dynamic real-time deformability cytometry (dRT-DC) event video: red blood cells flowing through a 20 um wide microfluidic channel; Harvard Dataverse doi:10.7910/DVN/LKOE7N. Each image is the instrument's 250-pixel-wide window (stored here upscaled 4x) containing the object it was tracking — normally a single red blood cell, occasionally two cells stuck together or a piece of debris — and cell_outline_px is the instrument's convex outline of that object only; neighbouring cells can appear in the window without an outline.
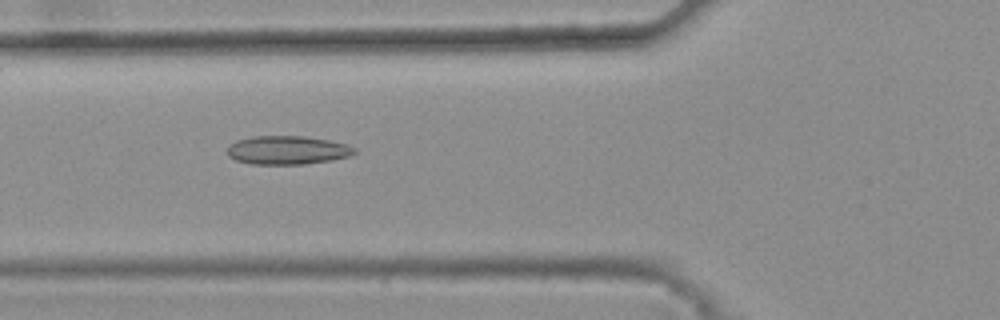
{"species": "common noctule bat (a hibernating species)", "species_latin": "Nyctalus noctula", "temperature_condition": "warm", "stored_images_in_passage": 48, "camera_frame_rate_fps": 3000, "um_per_image_px": 0.085, "animal": {"sex": "female", "body_mass_g": 25.1}, "frame": {"image": 1, "passage_image": 20, "time_ms": 6.333, "image_size_px": [1000, 320], "cell_outline_px": [[356, 152], [352, 156], [332, 160], [304, 164], [252, 164], [236, 160], [228, 156], [228, 144], [236, 140], [252, 136], [304, 136], [328, 140], [348, 144], [356, 148]], "centroid_in_image_um": [24.44, 12.76], "position_along_channel_um": 101.4, "area_um2": 21.39}}
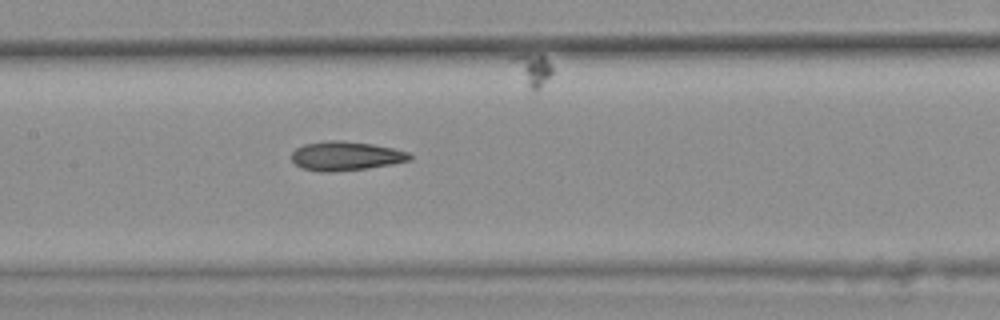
{"frame": {"image": 2, "passage_image": 26, "time_ms": 8.333, "image_size_px": [1000, 320], "cell_outline_px": [[412, 160], [392, 164], [368, 168], [332, 172], [320, 172], [304, 168], [296, 164], [292, 160], [292, 152], [296, 148], [304, 144], [328, 140], [340, 140], [372, 144], [392, 148], [408, 152], [412, 156]], "centroid_in_image_um": [29.4, 13.26], "position_along_channel_um": 178.0, "area_um2": 20.0}}
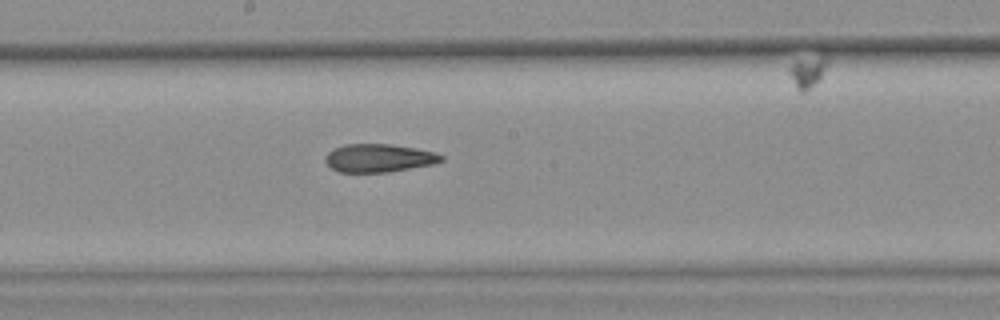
{"frame": {"image": 3, "passage_image": 29, "time_ms": 9.333, "image_size_px": [1000, 320], "cell_outline_px": [[444, 160], [432, 164], [388, 172], [340, 172], [332, 168], [324, 160], [328, 152], [332, 148], [344, 144], [392, 144], [416, 148], [436, 152], [444, 156]], "centroid_in_image_um": [32.2, 13.42], "position_along_channel_um": 216.0, "area_um2": 19.07}, "authors_computed_cell_mechanics": {"area_um2": 19.8543, "velocity_mm_per_s": 3.8188, "shape_relaxation_time_tau1_ms": null, "shape_relaxation_time_tau2_ms": 7.6495, "deformation_change_tau1": null, "deformation_change_tau2": 0.1659}}